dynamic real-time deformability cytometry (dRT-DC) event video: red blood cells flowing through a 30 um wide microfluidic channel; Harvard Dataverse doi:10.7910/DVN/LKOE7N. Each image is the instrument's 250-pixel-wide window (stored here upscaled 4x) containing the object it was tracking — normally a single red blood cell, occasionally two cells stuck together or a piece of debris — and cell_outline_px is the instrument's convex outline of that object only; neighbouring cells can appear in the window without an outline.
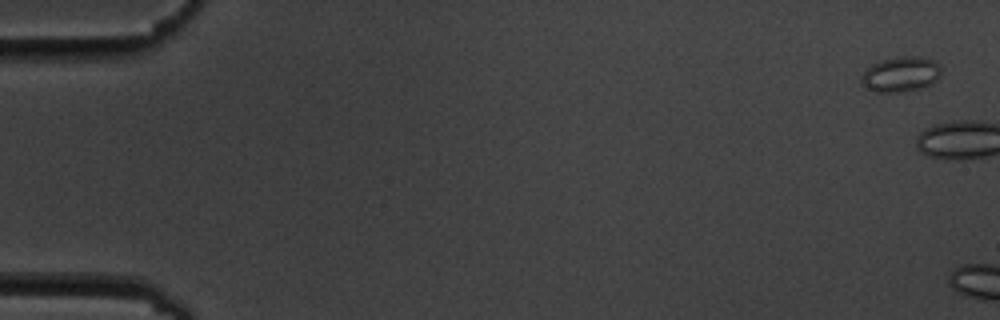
{"species": "common noctule bat (a hibernating species)", "species_latin": "Nyctalus noctula", "temperature_condition": "cold", "stored_images_in_passage": 2, "camera_frame_rate_fps": 3000, "um_per_image_px": 0.085, "animal": {"sex": "male", "body_mass_g": 19.5, "forearm_length_mm": 54.6}, "frame": {"image": 1, "passage_image": 1, "time_ms": 0.0, "image_size_px": [1000, 320], "cell_outline_px": [[940, 76], [932, 84], [920, 88], [904, 92], [876, 92], [868, 88], [860, 80], [860, 76], [872, 64], [884, 60], [900, 56], [920, 56], [932, 60], [940, 64]], "centroid_in_image_um": [76.59, 6.31], "position_along_channel_um": 8.4, "area_um2": 16.3}}